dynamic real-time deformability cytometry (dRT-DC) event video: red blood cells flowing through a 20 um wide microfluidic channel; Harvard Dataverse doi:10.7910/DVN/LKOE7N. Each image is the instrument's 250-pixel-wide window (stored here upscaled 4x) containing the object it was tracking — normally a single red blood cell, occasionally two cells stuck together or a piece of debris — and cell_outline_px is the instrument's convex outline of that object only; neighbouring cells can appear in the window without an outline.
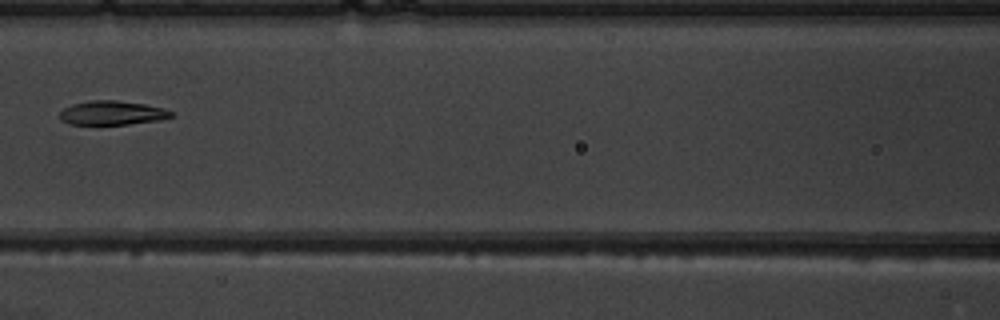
{"species": "common noctule bat (a hibernating species)", "species_latin": "Nyctalus noctula", "temperature_condition": "warm", "stored_images_in_passage": 5, "camera_frame_rate_fps": 3000, "um_per_image_px": 0.085, "animal": {"sex": "male", "body_mass_g": 19.5, "forearm_length_mm": 54.6}, "frame": {"image": 1, "passage_image": 5, "time_ms": 4.667, "image_size_px": [1000, 320], "cell_outline_px": [[176, 112], [172, 116], [160, 120], [128, 124], [68, 124], [60, 120], [60, 112], [64, 108], [72, 104], [88, 100], [116, 100], [144, 104], [164, 108]], "centroid_in_image_um": [9.54, 9.59], "position_along_channel_um": 157.1, "area_um2": 15.72}}